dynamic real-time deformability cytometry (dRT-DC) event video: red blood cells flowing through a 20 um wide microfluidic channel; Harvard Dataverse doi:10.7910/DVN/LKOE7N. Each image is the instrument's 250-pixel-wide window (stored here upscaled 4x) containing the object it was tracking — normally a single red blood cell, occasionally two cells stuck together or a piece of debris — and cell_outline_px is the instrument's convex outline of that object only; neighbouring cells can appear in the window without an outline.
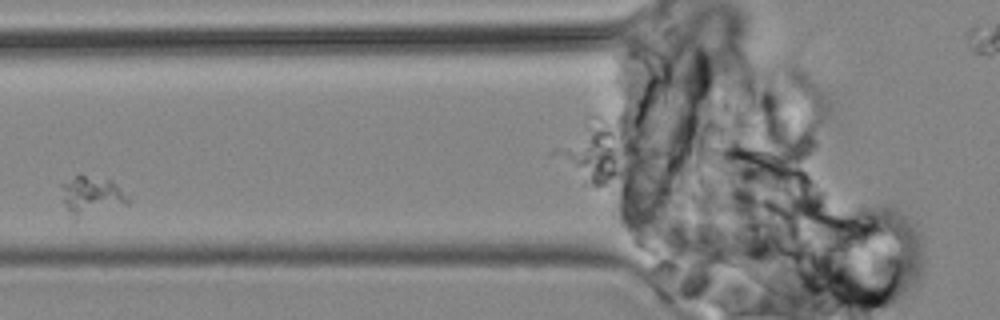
{"species": "common noctule bat (a hibernating species)", "species_latin": "Nyctalus noctula", "temperature_condition": "cold", "stored_images_in_passage": 9, "camera_frame_rate_fps": 3000, "um_per_image_px": 0.085, "animal": {"sex": "male", "body_mass_g": 19.2, "forearm_length_mm": 51.8}, "frame": {"image": 1, "passage_image": 6, "time_ms": 6.0, "image_size_px": [1000, 320], "cell_outline_px": [[132, 200], [128, 204], [76, 220], [68, 208], [64, 200], [60, 184], [80, 172], [112, 180]], "centroid_in_image_um": [7.81, 16.59], "position_along_channel_um": 118.0, "area_um2": 15.43}}
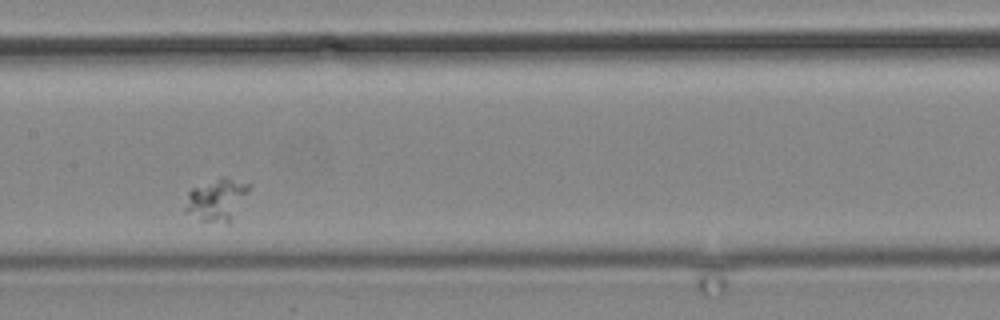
{"frame": {"image": 2, "passage_image": 8, "time_ms": 8.333, "image_size_px": [1000, 320], "cell_outline_px": [[252, 184], [248, 192], [228, 224], [200, 220], [184, 212], [184, 208], [188, 192], [192, 188], [220, 176]], "centroid_in_image_um": [18.39, 16.97], "position_along_channel_um": 189.0, "area_um2": 15.66}}
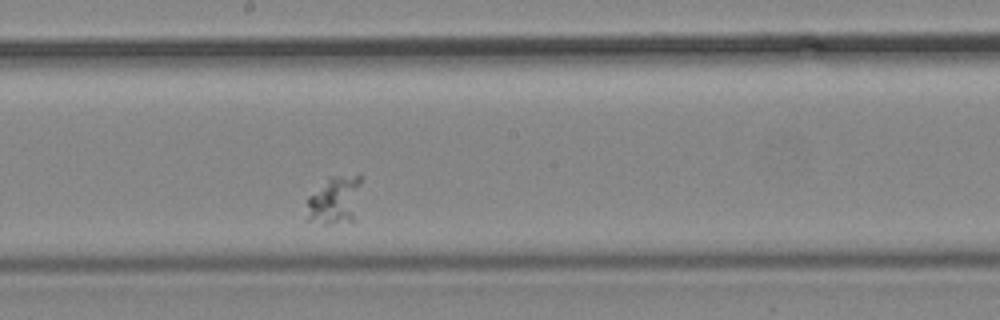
{"frame": {"image": 3, "passage_image": 9, "time_ms": 9.333, "image_size_px": [1000, 320], "cell_outline_px": [[360, 184], [356, 220], [328, 224], [324, 224], [304, 220], [308, 196], [332, 176], [360, 172]], "centroid_in_image_um": [28.45, 17.02], "position_along_channel_um": 219.7, "area_um2": 15.84}}